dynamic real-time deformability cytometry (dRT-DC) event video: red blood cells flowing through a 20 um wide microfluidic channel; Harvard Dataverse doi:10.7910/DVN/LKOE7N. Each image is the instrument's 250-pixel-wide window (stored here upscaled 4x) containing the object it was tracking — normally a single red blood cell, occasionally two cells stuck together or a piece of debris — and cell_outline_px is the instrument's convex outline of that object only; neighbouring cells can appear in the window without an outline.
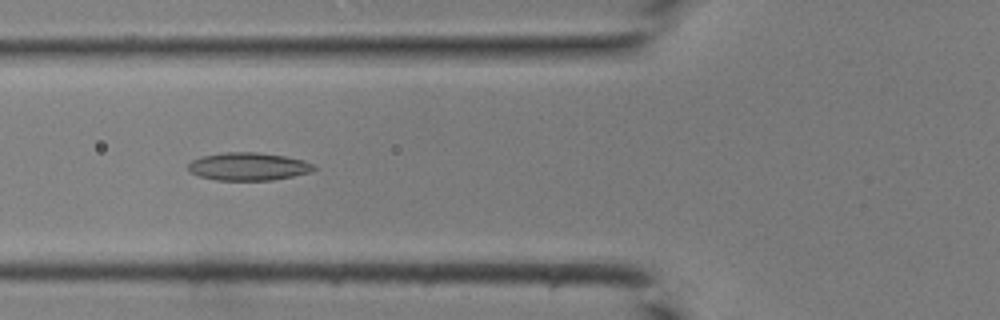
{"species": "common noctule bat (a hibernating species)", "species_latin": "Nyctalus noctula", "temperature_condition": "room temperature", "stored_images_in_passage": 43, "camera_frame_rate_fps": 3000, "um_per_image_px": 0.085, "animal": {"sex": "male", "body_mass_g": 19.0, "forearm_length_mm": 50.8}, "frame": {"image": 1, "passage_image": 17, "time_ms": 5.333, "image_size_px": [1000, 320], "cell_outline_px": [[316, 168], [312, 172], [272, 180], [216, 180], [200, 176], [188, 172], [188, 164], [192, 160], [200, 156], [224, 152], [256, 152], [284, 156], [304, 160], [312, 164]], "centroid_in_image_um": [21.08, 14.15], "position_along_channel_um": 104.7, "area_um2": 20.46}}
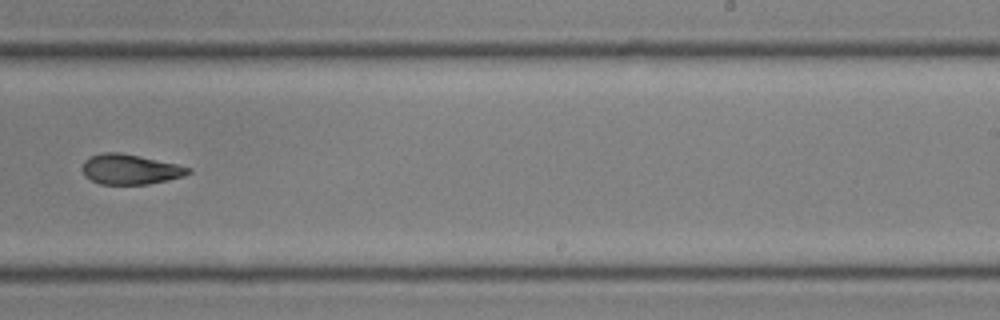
{"frame": {"image": 2, "passage_image": 28, "time_ms": 9.0, "image_size_px": [1000, 320], "cell_outline_px": [[192, 172], [184, 176], [168, 180], [148, 184], [100, 184], [84, 176], [80, 168], [84, 160], [88, 156], [104, 152], [120, 152], [176, 164], [192, 168]], "centroid_in_image_um": [11.02, 14.39], "position_along_channel_um": 278.0, "area_um2": 18.73}}
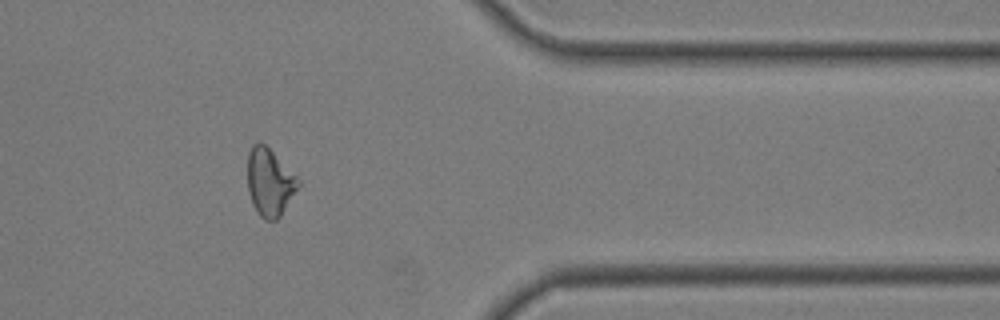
{"frame": {"image": 3, "passage_image": 36, "time_ms": 11.667, "image_size_px": [1000, 320], "cell_outline_px": [[300, 184], [280, 216], [276, 220], [264, 220], [256, 212], [252, 204], [248, 192], [248, 152], [252, 144], [264, 144], [300, 180]], "centroid_in_image_um": [22.9, 15.53], "position_along_channel_um": 388.5, "area_um2": 19.59}}